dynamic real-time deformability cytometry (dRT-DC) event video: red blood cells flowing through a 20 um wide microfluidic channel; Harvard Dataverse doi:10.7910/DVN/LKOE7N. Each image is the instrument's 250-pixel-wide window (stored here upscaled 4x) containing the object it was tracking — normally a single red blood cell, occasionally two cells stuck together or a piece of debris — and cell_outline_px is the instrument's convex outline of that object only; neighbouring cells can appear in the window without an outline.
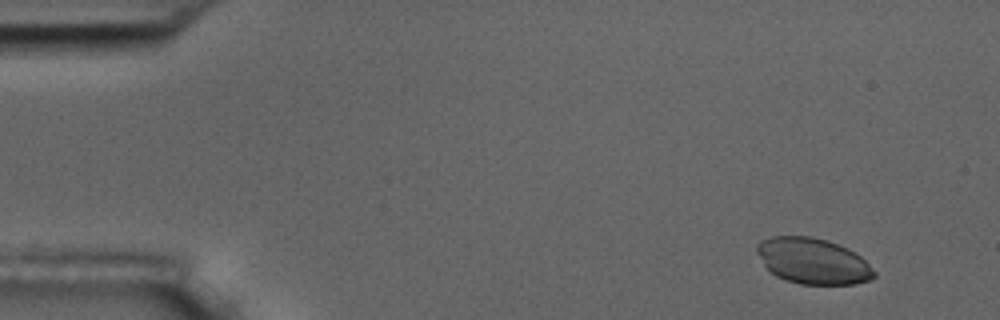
{"species": "common noctule bat (a hibernating species)", "species_latin": "Nyctalus noctula", "temperature_condition": "room temperature", "stored_images_in_passage": 10, "camera_frame_rate_fps": 3000, "um_per_image_px": 0.085, "animal": {"sex": "male", "body_mass_g": 17.5, "forearm_length_mm": 52.3}, "frame": {"image": 1, "passage_image": 1, "time_ms": 0.0, "image_size_px": [1000, 320], "cell_outline_px": [[876, 276], [868, 280], [856, 284], [800, 284], [784, 280], [776, 276], [764, 264], [756, 252], [756, 244], [760, 240], [772, 236], [812, 236], [828, 240], [848, 248], [860, 256], [876, 272]], "centroid_in_image_um": [69.09, 22.18], "position_along_channel_um": 15.9, "area_um2": 31.44}}